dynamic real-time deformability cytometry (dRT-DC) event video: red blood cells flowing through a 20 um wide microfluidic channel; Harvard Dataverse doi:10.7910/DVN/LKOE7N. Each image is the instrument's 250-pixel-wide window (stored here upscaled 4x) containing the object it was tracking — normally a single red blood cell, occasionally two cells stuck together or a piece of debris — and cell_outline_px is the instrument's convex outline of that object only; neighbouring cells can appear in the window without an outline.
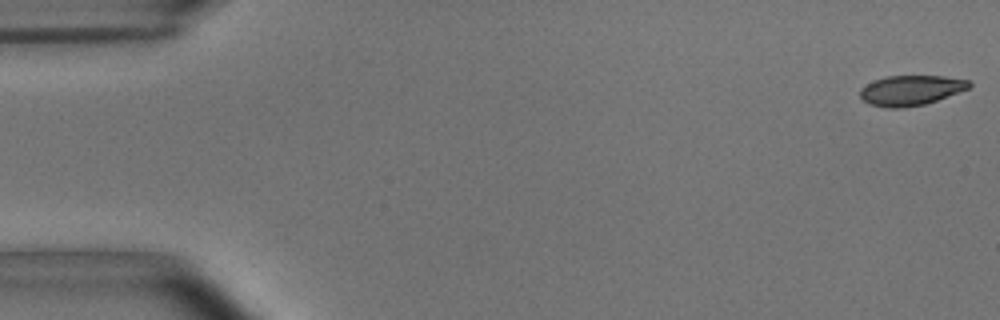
{"species": "common noctule bat (a hibernating species)", "species_latin": "Nyctalus noctula", "temperature_condition": "room temperature", "stored_images_in_passage": 13, "camera_frame_rate_fps": 3000, "um_per_image_px": 0.085, "animal": {"sex": "male", "body_mass_g": 15.6}, "frame": {"image": 1, "passage_image": 1, "time_ms": 0.0, "image_size_px": [1000, 320], "cell_outline_px": [[972, 84], [968, 88], [936, 100], [924, 104], [900, 108], [888, 108], [868, 104], [860, 96], [860, 88], [876, 80], [888, 76], [944, 76], [968, 80]], "centroid_in_image_um": [77.4, 7.68], "position_along_channel_um": 7.6, "area_um2": 18.79}}